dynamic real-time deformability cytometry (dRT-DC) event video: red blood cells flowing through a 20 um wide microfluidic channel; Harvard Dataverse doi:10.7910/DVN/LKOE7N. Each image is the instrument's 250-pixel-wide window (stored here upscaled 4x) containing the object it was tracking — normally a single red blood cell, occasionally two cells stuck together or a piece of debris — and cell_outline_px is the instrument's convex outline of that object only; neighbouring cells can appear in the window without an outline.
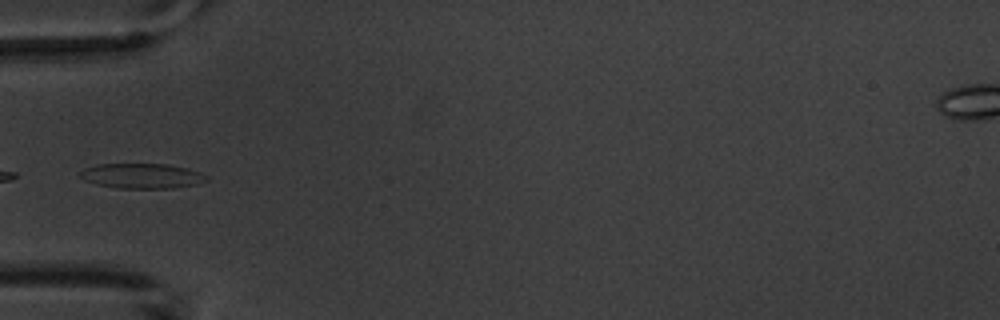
{"species": "common noctule bat (a hibernating species)", "species_latin": "Nyctalus noctula", "temperature_condition": "warm", "stored_images_in_passage": 10, "camera_frame_rate_fps": 3000, "um_per_image_px": 0.085, "animal": {"sex": "male", "body_mass_g": 20.1, "forearm_length_mm": 53.5}, "frame": {"image": 1, "passage_image": 4, "time_ms": 5.667, "image_size_px": [1000, 320], "cell_outline_px": [[208, 180], [196, 184], [172, 188], [116, 188], [96, 184], [84, 180], [80, 176], [80, 172], [84, 168], [100, 164], [164, 164], [188, 168], [200, 172], [208, 176]], "centroid_in_image_um": [12.07, 14.95], "position_along_channel_um": 72.9, "area_um2": 18.38}}
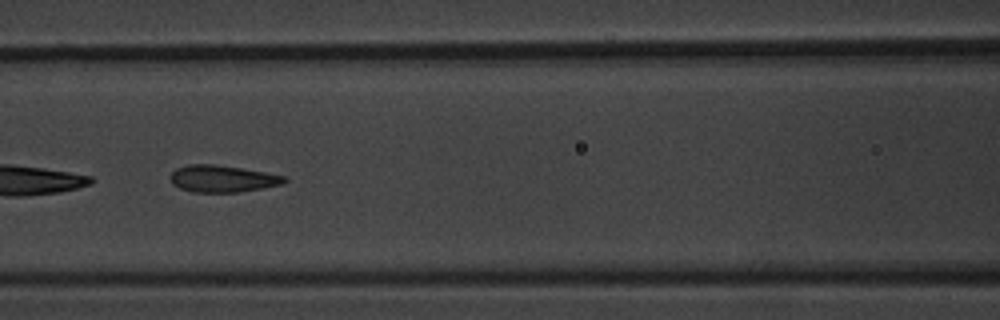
{"frame": {"image": 2, "passage_image": 6, "time_ms": 7.667, "image_size_px": [1000, 320], "cell_outline_px": [[288, 180], [284, 184], [264, 188], [240, 192], [192, 192], [180, 188], [172, 184], [168, 176], [176, 168], [188, 164], [212, 164], [240, 168], [288, 176]], "centroid_in_image_um": [18.92, 15.19], "position_along_channel_um": 147.7, "area_um2": 18.09}}
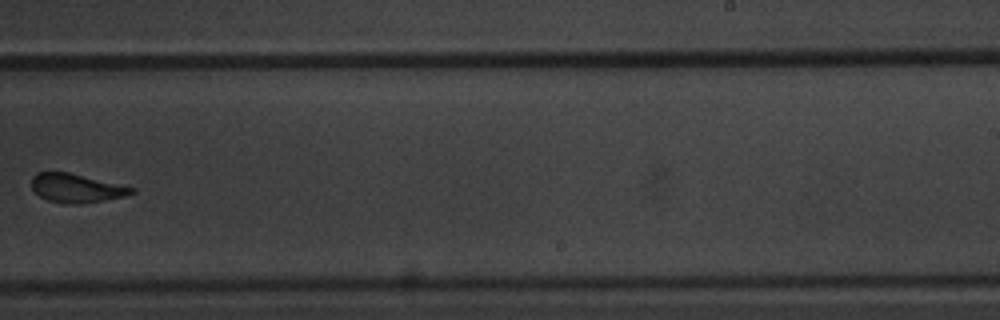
{"frame": {"image": 3, "passage_image": 9, "time_ms": 11.333, "image_size_px": [1000, 320], "cell_outline_px": [[136, 192], [124, 196], [104, 200], [80, 204], [64, 204], [48, 200], [40, 196], [32, 188], [32, 176], [36, 172], [68, 172], [136, 188]], "centroid_in_image_um": [6.48, 15.99], "position_along_channel_um": 282.5, "area_um2": 16.7}}